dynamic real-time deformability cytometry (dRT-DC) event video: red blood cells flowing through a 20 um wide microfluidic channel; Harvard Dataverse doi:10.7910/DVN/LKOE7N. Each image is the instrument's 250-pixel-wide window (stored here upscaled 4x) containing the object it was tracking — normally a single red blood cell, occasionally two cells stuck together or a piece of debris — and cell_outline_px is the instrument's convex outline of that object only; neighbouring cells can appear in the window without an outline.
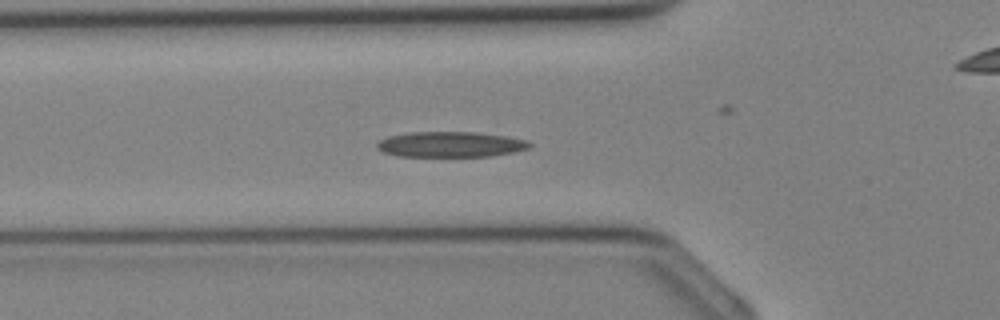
{"species": "Egyptian fruit bat (a non-hibernating species)", "species_latin": "Rousettus aegyptiacus", "temperature_condition": "cold", "stored_images_in_passage": 27, "camera_frame_rate_fps": 3000, "um_per_image_px": 0.085, "animal": {"sex": "female"}, "frame": {"image": 1, "passage_image": 3, "time_ms": 0.667, "image_size_px": [1000, 320], "cell_outline_px": [[532, 144], [528, 148], [512, 152], [492, 156], [396, 156], [384, 152], [376, 148], [376, 144], [380, 140], [388, 136], [408, 132], [476, 132], [508, 136], [524, 140]], "centroid_in_image_um": [38.26, 12.27], "position_along_channel_um": 87.5, "area_um2": 22.6}}
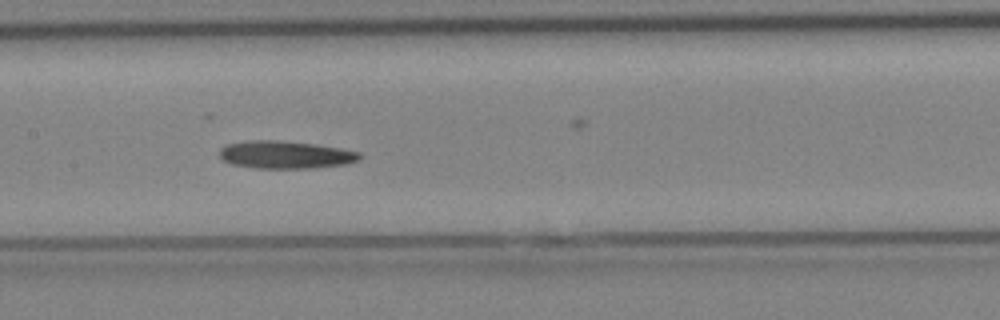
{"frame": {"image": 2, "passage_image": 8, "time_ms": 2.333, "image_size_px": [1000, 320], "cell_outline_px": [[360, 160], [348, 164], [312, 168], [256, 168], [232, 164], [224, 160], [220, 156], [220, 148], [228, 144], [244, 140], [276, 140], [316, 144], [340, 148], [360, 152]], "centroid_in_image_um": [24.28, 13.15], "position_along_channel_um": 183.1, "area_um2": 22.66}}
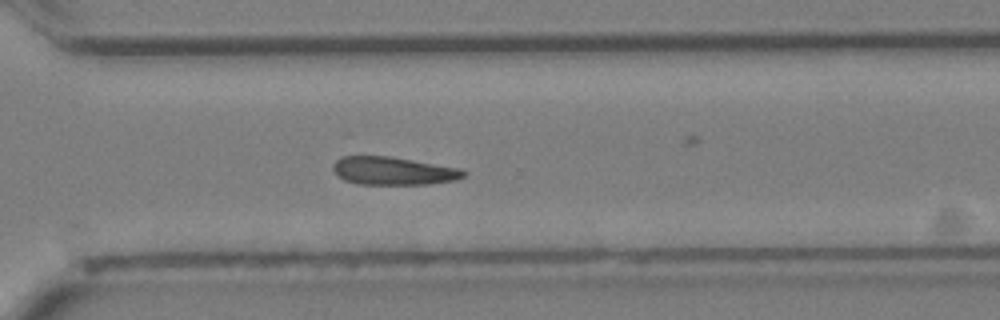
{"frame": {"image": 3, "passage_image": 16, "time_ms": 5.0, "image_size_px": [1000, 320], "cell_outline_px": [[468, 172], [464, 176], [456, 180], [428, 184], [356, 184], [344, 180], [332, 168], [332, 164], [340, 156], [392, 156], [460, 168]], "centroid_in_image_um": [33.44, 14.52], "position_along_channel_um": 337.2, "area_um2": 21.44}}